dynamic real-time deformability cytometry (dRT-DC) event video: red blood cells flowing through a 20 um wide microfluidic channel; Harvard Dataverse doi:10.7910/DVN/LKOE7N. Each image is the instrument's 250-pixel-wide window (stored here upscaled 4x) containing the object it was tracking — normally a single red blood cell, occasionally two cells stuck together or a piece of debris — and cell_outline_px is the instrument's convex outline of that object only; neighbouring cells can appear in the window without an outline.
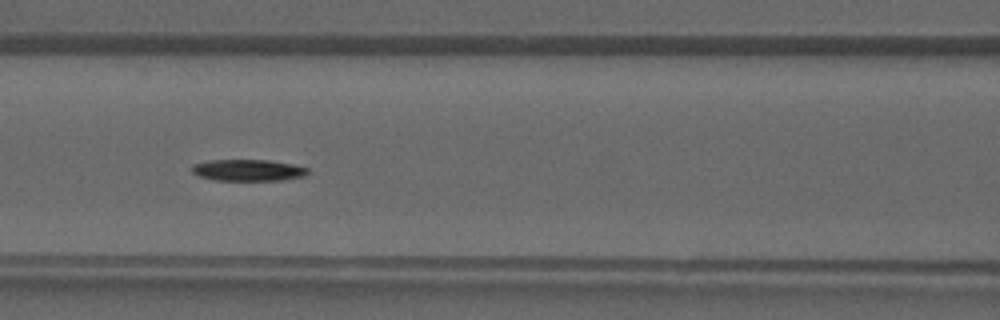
{"species": "common noctule bat (a hibernating species)", "species_latin": "Nyctalus noctula", "temperature_condition": "warm", "stored_images_in_passage": 34, "camera_frame_rate_fps": 3000, "um_per_image_px": 0.085, "animal": {"sex": "male", "forearm_length_mm": 52.5}, "frame": {"image": 1, "passage_image": 11, "time_ms": 3.333, "image_size_px": [1000, 320], "cell_outline_px": [[308, 172], [304, 176], [280, 180], [212, 180], [200, 176], [192, 172], [192, 164], [208, 160], [268, 160], [292, 164], [308, 168]], "centroid_in_image_um": [21.05, 14.46], "position_along_channel_um": 145.5, "area_um2": 14.45}}
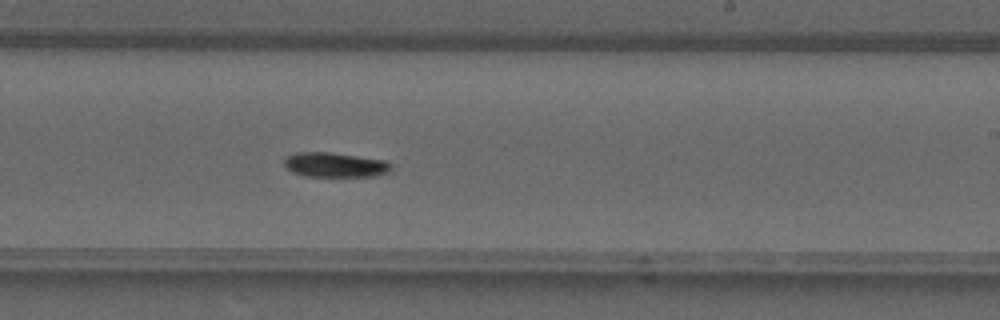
{"frame": {"image": 2, "passage_image": 18, "time_ms": 5.667, "image_size_px": [1000, 320], "cell_outline_px": [[392, 168], [388, 172], [372, 176], [308, 176], [292, 172], [284, 164], [284, 160], [288, 156], [296, 152], [332, 152], [388, 160], [392, 164]], "centroid_in_image_um": [28.52, 13.99], "position_along_channel_um": 260.5, "area_um2": 15.43}}
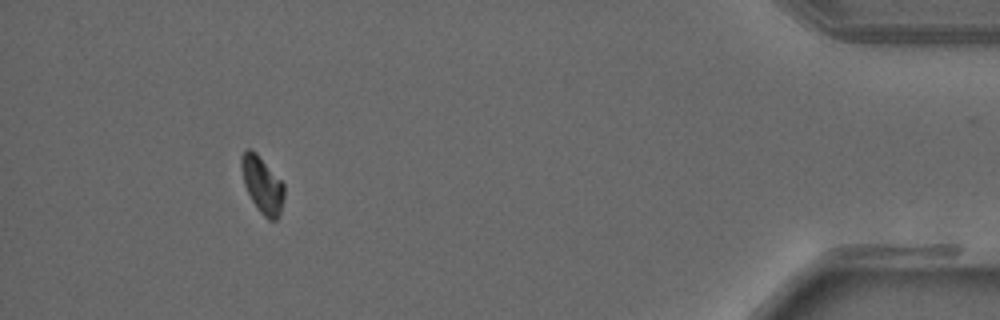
{"frame": {"image": 3, "passage_image": 31, "time_ms": 10.0, "image_size_px": [1000, 320], "cell_outline_px": [[284, 196], [280, 216], [276, 220], [268, 220], [260, 212], [252, 200], [244, 184], [240, 164], [240, 156], [248, 148], [256, 152], [284, 184]], "centroid_in_image_um": [22.29, 15.72], "position_along_channel_um": 412.9, "area_um2": 14.05}}